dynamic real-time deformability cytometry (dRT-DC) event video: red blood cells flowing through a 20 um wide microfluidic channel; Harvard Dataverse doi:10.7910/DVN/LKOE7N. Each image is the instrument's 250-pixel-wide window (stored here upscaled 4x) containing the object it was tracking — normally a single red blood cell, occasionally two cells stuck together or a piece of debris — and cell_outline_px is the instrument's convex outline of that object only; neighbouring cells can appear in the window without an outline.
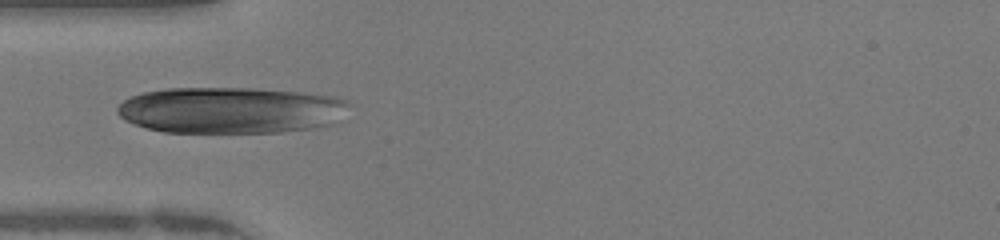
{"species": "human", "species_latin": "Homo sapiens", "temperature_condition": "warm", "stored_images_in_passage": 35, "camera_frame_rate_fps": 3000, "um_per_image_px": 0.085, "donor": {"sex": "female"}, "frame": {"image": 1, "passage_image": 2, "time_ms": 0.333, "image_size_px": [1000, 240], "cell_outline_px": [[348, 104], [332, 124], [316, 128], [280, 132], [164, 132], [148, 128], [124, 120], [116, 112], [116, 108], [124, 100], [132, 96], [144, 92], [168, 88], [252, 88], [300, 92], [332, 96], [348, 100]], "centroid_in_image_um": [19.57, 9.36], "position_along_channel_um": 65.4, "area_um2": 62.31}}
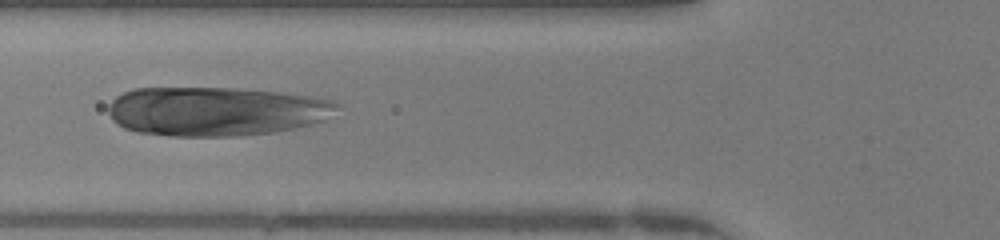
{"frame": {"image": 2, "passage_image": 5, "time_ms": 1.333, "image_size_px": [1000, 240], "cell_outline_px": [[340, 108], [324, 120], [312, 124], [296, 128], [276, 132], [236, 136], [172, 136], [136, 132], [124, 128], [116, 124], [112, 120], [108, 112], [108, 104], [116, 96], [132, 88], [232, 88], [276, 92], [312, 96], [332, 100], [340, 104]], "centroid_in_image_um": [18.34, 9.46], "position_along_channel_um": 107.5, "area_um2": 65.89}}